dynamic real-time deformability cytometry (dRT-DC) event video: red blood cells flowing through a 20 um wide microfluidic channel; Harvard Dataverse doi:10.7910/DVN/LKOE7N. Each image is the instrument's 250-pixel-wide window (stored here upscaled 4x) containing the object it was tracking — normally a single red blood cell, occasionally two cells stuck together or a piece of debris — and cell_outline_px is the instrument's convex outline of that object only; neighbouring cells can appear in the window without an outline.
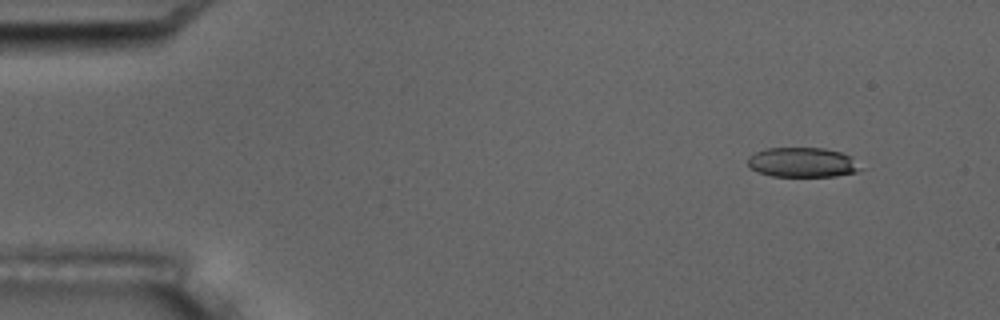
{"species": "common noctule bat (a hibernating species)", "species_latin": "Nyctalus noctula", "temperature_condition": "room temperature", "stored_images_in_passage": 16, "camera_frame_rate_fps": 3000, "um_per_image_px": 0.085, "animal": {"sex": "male", "body_mass_g": 17.5, "forearm_length_mm": 52.3}, "frame": {"image": 1, "passage_image": 1, "time_ms": 0.0, "image_size_px": [1000, 320], "cell_outline_px": [[864, 168], [856, 172], [836, 176], [772, 176], [748, 168], [748, 156], [764, 148], [824, 148], [840, 152], [852, 156]], "centroid_in_image_um": [68.23, 13.8], "position_along_channel_um": 16.8, "area_um2": 19.71}, "authors_computed_cell_mechanics": {"area_um2": 21.6172, "velocity_mm_per_s": 3.4877, "shape_relaxation_time_tau1_ms": null, "shape_relaxation_time_tau2_ms": 2.3897, "deformation_change_tau1": null, "deformation_change_tau2": 0.0972}}